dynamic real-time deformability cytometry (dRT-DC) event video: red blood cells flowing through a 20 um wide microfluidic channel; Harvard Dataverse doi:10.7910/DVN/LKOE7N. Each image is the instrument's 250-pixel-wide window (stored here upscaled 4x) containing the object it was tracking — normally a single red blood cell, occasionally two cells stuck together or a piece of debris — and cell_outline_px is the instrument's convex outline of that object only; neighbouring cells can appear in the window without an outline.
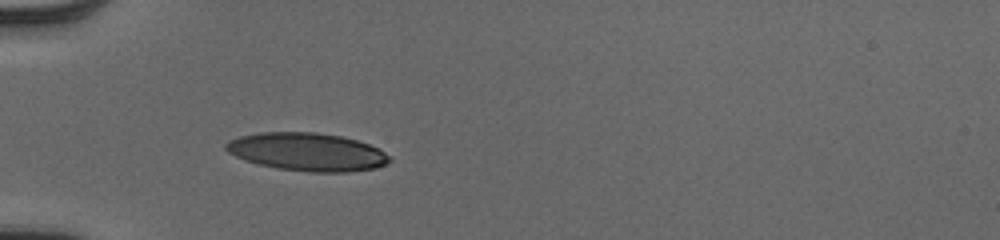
{"species": "human", "species_latin": "Homo sapiens", "temperature_condition": "cold", "stored_images_in_passage": 35, "camera_frame_rate_fps": 3000, "um_per_image_px": 0.085, "donor": {"sex": "male"}, "frame": {"image": 1, "passage_image": 1, "time_ms": 0.0, "image_size_px": [1000, 240], "cell_outline_px": [[392, 160], [376, 168], [348, 172], [308, 172], [276, 168], [244, 160], [228, 152], [224, 148], [224, 144], [228, 140], [240, 136], [260, 132], [316, 132], [340, 136], [356, 140], [368, 144], [392, 156]], "centroid_in_image_um": [26.09, 12.91], "position_along_channel_um": 58.9, "area_um2": 36.3}}
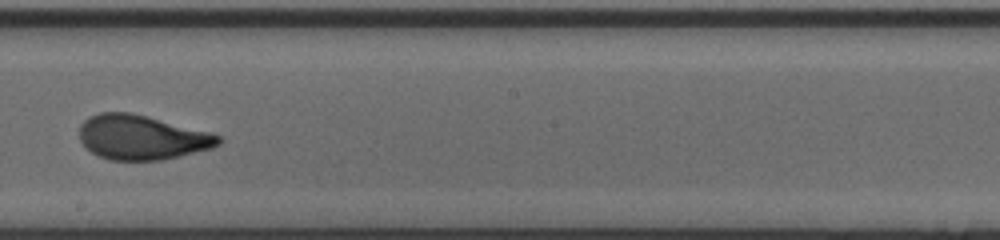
{"frame": {"image": 2, "passage_image": 15, "time_ms": 4.667, "image_size_px": [1000, 240], "cell_outline_px": [[224, 140], [220, 144], [212, 148], [180, 156], [160, 160], [108, 160], [92, 152], [80, 140], [80, 124], [88, 116], [100, 112], [132, 112], [212, 132], [220, 136]], "centroid_in_image_um": [12.08, 11.66], "position_along_channel_um": 236.1, "area_um2": 36.36}}
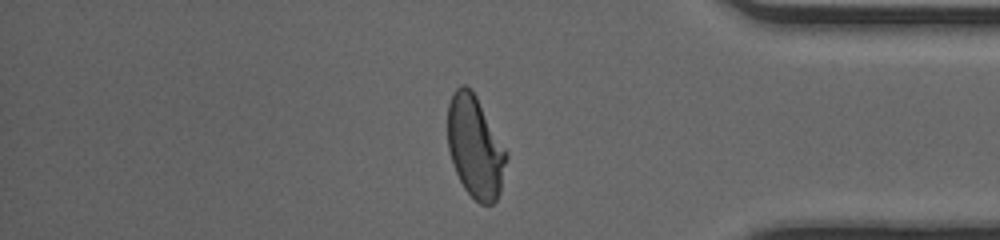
{"frame": {"image": 3, "passage_image": 28, "time_ms": 9.0, "image_size_px": [1000, 240], "cell_outline_px": [[508, 156], [500, 192], [496, 200], [492, 204], [480, 204], [464, 188], [456, 172], [448, 148], [448, 104], [452, 92], [460, 84], [464, 84], [476, 96], [508, 152]], "centroid_in_image_um": [40.4, 12.49], "position_along_channel_um": 394.8, "area_um2": 34.74}, "authors_computed_cell_mechanics": {"area_um2": 35.7204, "velocity_mm_per_s": 4.0511, "shape_relaxation_time_tau1_ms": 4.2318, "shape_relaxation_time_tau2_ms": 0.8482, "deformation_change_tau1": 0.1908, "deformation_change_tau2": 0.0687}}